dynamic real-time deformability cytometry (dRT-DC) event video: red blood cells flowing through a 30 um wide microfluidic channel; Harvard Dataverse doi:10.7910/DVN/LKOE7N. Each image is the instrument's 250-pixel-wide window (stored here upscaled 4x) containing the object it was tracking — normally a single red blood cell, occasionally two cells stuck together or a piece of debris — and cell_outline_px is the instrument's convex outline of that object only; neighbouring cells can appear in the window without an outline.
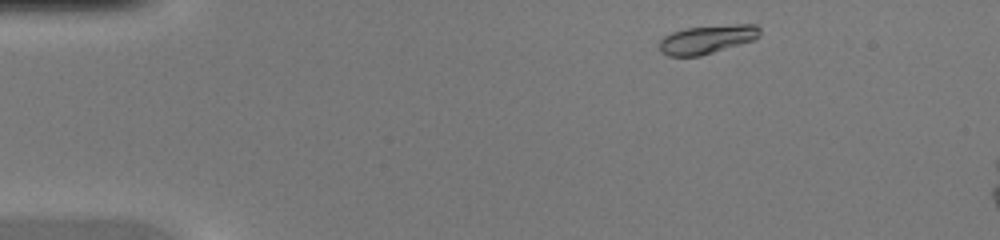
{"species": "common noctule bat (a hibernating species)", "species_latin": "Nyctalus noctula", "temperature_condition": "warm", "stored_images_in_passage": 42, "camera_frame_rate_fps": 3000, "um_per_image_px": 0.085, "animal": {"sex": "female", "body_mass_g": 20.0, "forearm_length_mm": 54.0}, "frame": {"image": 1, "passage_image": 2, "time_ms": 0.333, "image_size_px": [1000, 240], "cell_outline_px": [[760, 36], [752, 40], [700, 56], [668, 56], [660, 52], [656, 44], [664, 36], [672, 32], [684, 28], [732, 24], [756, 24], [760, 28]], "centroid_in_image_um": [60.04, 3.34], "position_along_channel_um": 25.0, "area_um2": 16.88}}
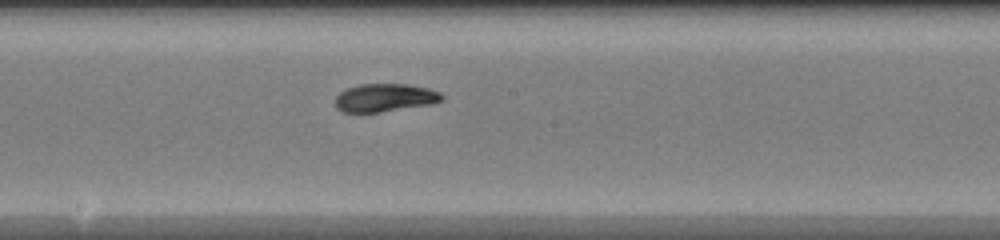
{"frame": {"image": 2, "passage_image": 20, "time_ms": 6.333, "image_size_px": [1000, 240], "cell_outline_px": [[444, 100], [432, 104], [380, 112], [344, 112], [336, 108], [336, 96], [340, 92], [348, 88], [360, 84], [408, 84], [428, 88], [440, 92], [444, 96]], "centroid_in_image_um": [32.75, 8.3], "position_along_channel_um": 215.5, "area_um2": 17.46}}
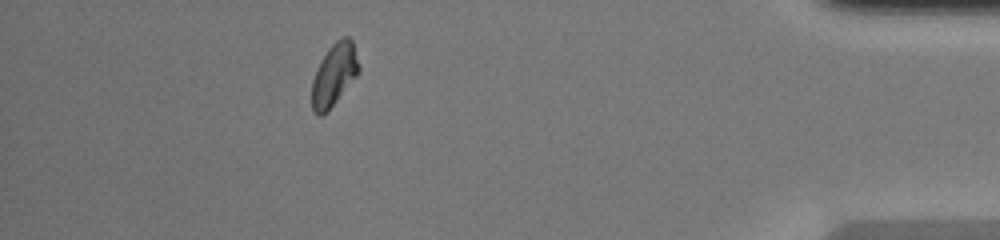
{"frame": {"image": 3, "passage_image": 36, "time_ms": 11.667, "image_size_px": [1000, 240], "cell_outline_px": [[360, 72], [328, 112], [320, 116], [316, 116], [312, 112], [312, 80], [320, 60], [328, 48], [340, 36], [348, 36], [352, 40], [360, 68]], "centroid_in_image_um": [28.39, 6.37], "position_along_channel_um": 406.8, "area_um2": 17.4}}